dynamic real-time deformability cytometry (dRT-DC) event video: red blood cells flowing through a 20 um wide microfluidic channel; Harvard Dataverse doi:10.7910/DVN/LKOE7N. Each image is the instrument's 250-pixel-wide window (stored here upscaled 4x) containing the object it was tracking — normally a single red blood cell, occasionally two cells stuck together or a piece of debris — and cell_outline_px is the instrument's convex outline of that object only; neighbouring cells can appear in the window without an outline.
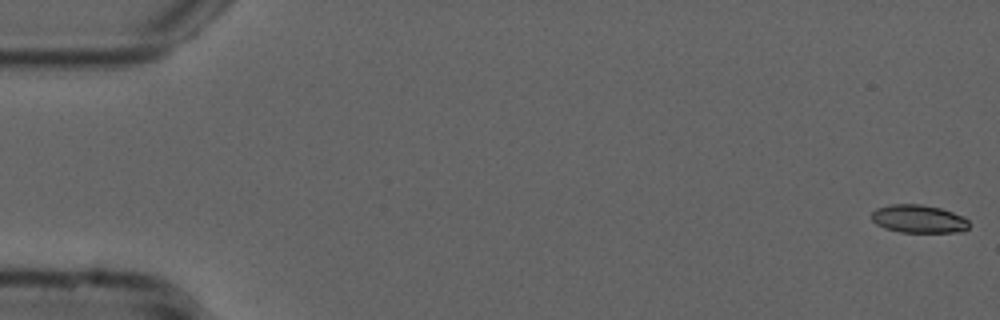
{"species": "common noctule bat (a hibernating species)", "species_latin": "Nyctalus noctula", "temperature_condition": "cold", "stored_images_in_passage": 17, "camera_frame_rate_fps": 3000, "um_per_image_px": 0.085, "animal": {"sex": "male", "forearm_length_mm": 52.5}, "frame": {"image": 1, "passage_image": 1, "time_ms": 0.0, "image_size_px": [1000, 320], "cell_outline_px": [[968, 228], [964, 232], [900, 232], [884, 228], [876, 224], [872, 220], [872, 212], [876, 208], [892, 204], [920, 204], [940, 208], [964, 216], [968, 220]], "centroid_in_image_um": [78.09, 18.61], "position_along_channel_um": 6.9, "area_um2": 16.01}}
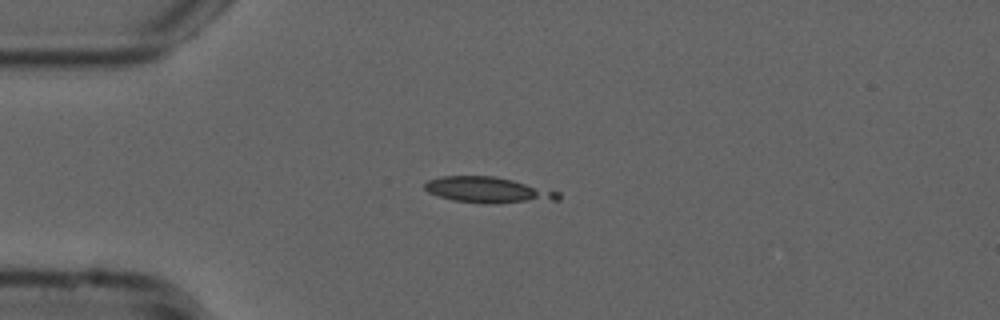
{"frame": {"image": 2, "passage_image": 14, "time_ms": 4.333, "image_size_px": [1000, 320], "cell_outline_px": [[560, 200], [496, 204], [484, 204], [452, 200], [428, 192], [424, 188], [424, 184], [428, 180], [444, 176], [496, 176], [560, 192]], "centroid_in_image_um": [41.5, 16.16], "position_along_channel_um": 43.5, "area_um2": 20.23}}